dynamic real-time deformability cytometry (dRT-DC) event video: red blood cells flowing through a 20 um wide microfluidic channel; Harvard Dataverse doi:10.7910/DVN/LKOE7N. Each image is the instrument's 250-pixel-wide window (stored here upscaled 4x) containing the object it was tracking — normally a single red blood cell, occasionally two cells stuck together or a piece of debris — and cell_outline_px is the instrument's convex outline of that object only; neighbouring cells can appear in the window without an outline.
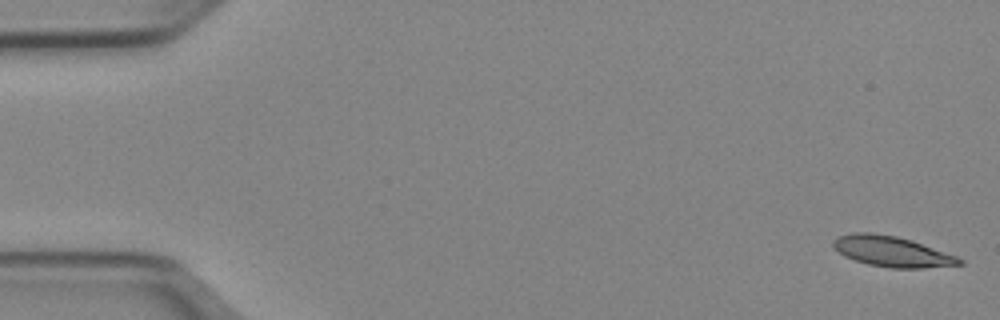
{"species": "Egyptian fruit bat (a non-hibernating species)", "species_latin": "Rousettus aegyptiacus", "temperature_condition": "cold", "stored_images_in_passage": 16, "camera_frame_rate_fps": 3000, "um_per_image_px": 0.085, "animal": {"sex": "female"}, "frame": {"image": 1, "passage_image": 1, "time_ms": 0.0, "image_size_px": [1000, 320], "cell_outline_px": [[964, 264], [924, 268], [892, 268], [868, 264], [844, 256], [832, 244], [832, 240], [836, 236], [852, 232], [872, 232], [896, 236], [912, 240], [956, 256], [964, 260]], "centroid_in_image_um": [75.8, 21.36], "position_along_channel_um": 9.2, "area_um2": 22.43}}